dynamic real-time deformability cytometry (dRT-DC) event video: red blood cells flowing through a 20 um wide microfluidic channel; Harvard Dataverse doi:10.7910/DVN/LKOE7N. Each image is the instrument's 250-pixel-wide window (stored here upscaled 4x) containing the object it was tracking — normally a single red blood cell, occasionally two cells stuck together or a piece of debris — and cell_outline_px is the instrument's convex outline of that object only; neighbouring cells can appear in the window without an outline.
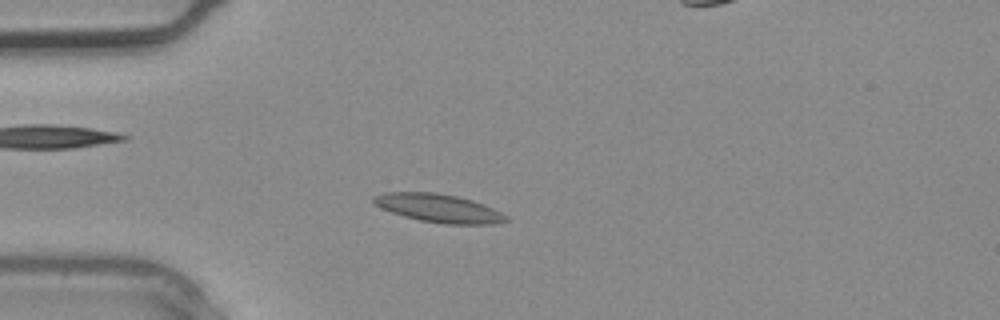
{"species": "common noctule bat (a hibernating species)", "species_latin": "Nyctalus noctula", "temperature_condition": "warm", "stored_images_in_passage": 3, "camera_frame_rate_fps": 3000, "um_per_image_px": 0.085, "animal": {"sex": "male", "body_mass_g": 20.4}, "frame": {"image": 1, "passage_image": 3, "time_ms": 0.667, "image_size_px": [1000, 320], "cell_outline_px": [[512, 220], [492, 224], [444, 224], [420, 220], [404, 216], [380, 208], [372, 204], [372, 196], [384, 192], [436, 192], [456, 196], [472, 200], [484, 204], [508, 216]], "centroid_in_image_um": [37.27, 17.69], "position_along_channel_um": 47.7, "area_um2": 22.02}}